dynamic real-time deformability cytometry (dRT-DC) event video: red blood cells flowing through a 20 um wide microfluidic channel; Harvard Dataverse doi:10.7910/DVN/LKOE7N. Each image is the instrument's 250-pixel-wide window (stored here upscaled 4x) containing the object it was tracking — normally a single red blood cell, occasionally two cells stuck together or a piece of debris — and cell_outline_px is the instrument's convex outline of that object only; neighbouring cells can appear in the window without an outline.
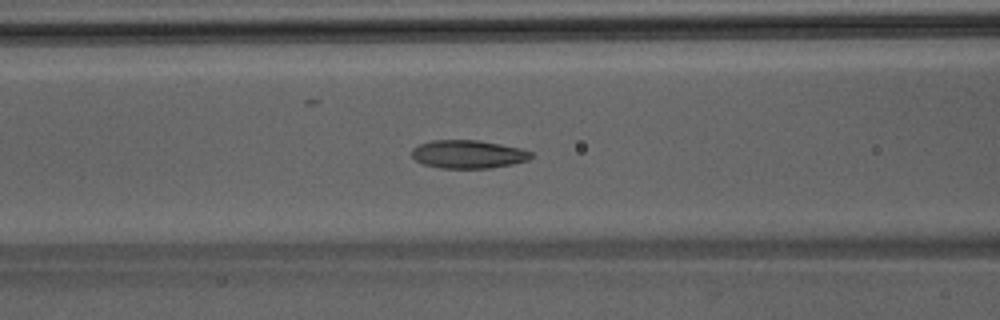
{"species": "Egyptian fruit bat (a non-hibernating species)", "species_latin": "Rousettus aegyptiacus", "temperature_condition": "room temperature", "stored_images_in_passage": 34, "camera_frame_rate_fps": 3000, "um_per_image_px": 0.085, "animal": {"sex": "male"}, "frame": {"image": 1, "passage_image": 5, "time_ms": 1.333, "image_size_px": [1000, 320], "cell_outline_px": [[532, 156], [528, 160], [512, 164], [488, 168], [440, 168], [424, 164], [416, 160], [412, 156], [412, 148], [420, 144], [432, 140], [480, 140], [520, 148], [532, 152]], "centroid_in_image_um": [39.79, 13.1], "position_along_channel_um": 126.8, "area_um2": 19.54}}
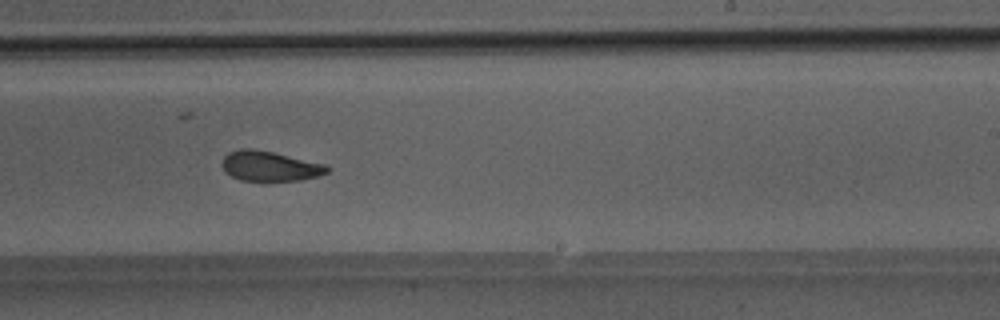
{"frame": {"image": 2, "passage_image": 15, "time_ms": 4.667, "image_size_px": [1000, 320], "cell_outline_px": [[332, 168], [328, 172], [320, 176], [300, 180], [268, 184], [264, 184], [240, 180], [224, 172], [220, 164], [224, 156], [228, 152], [240, 148], [252, 148], [272, 152], [324, 164]], "centroid_in_image_um": [22.9, 14.18], "position_along_channel_um": 266.1, "area_um2": 19.31}}
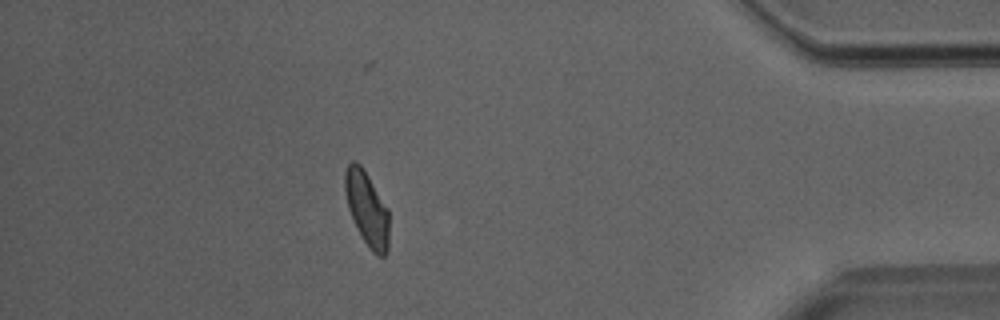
{"frame": {"image": 3, "passage_image": 28, "time_ms": 9.0, "image_size_px": [1000, 320], "cell_outline_px": [[388, 248], [384, 256], [376, 256], [368, 248], [356, 228], [348, 208], [344, 188], [344, 172], [348, 164], [352, 160], [356, 160], [360, 164], [368, 176], [388, 208]], "centroid_in_image_um": [31.17, 17.74], "position_along_channel_um": 404.0, "area_um2": 19.19}}